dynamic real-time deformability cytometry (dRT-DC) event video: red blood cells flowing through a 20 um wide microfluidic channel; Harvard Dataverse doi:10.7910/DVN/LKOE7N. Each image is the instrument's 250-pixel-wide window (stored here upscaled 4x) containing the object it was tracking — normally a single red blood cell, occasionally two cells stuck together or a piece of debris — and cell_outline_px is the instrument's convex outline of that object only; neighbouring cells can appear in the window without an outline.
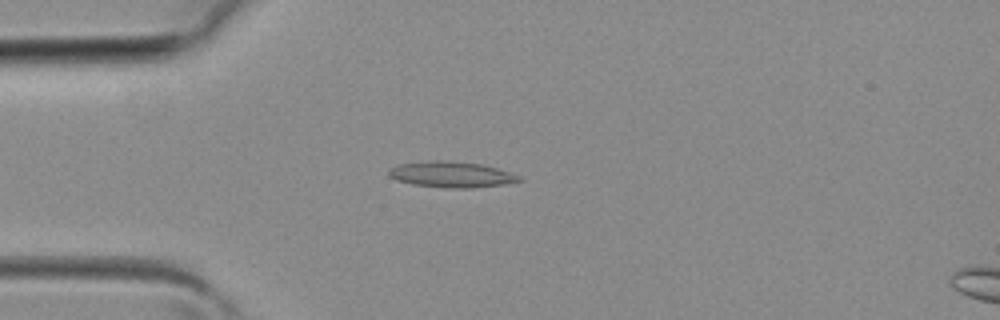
{"species": "common noctule bat (a hibernating species)", "species_latin": "Nyctalus noctula", "temperature_condition": "room temperature", "stored_images_in_passage": 35, "camera_frame_rate_fps": 3000, "um_per_image_px": 0.085, "animal": {"sex": "female", "body_mass_g": 19.3, "forearm_length_mm": 54.1}, "frame": {"image": 1, "passage_image": 7, "time_ms": 2.0, "image_size_px": [1000, 320], "cell_outline_px": [[524, 180], [504, 184], [472, 188], [444, 188], [412, 184], [396, 180], [388, 176], [388, 168], [400, 164], [428, 160], [448, 160], [480, 164], [496, 168], [520, 176]], "centroid_in_image_um": [38.32, 14.83], "position_along_channel_um": 46.7, "area_um2": 19.77}}
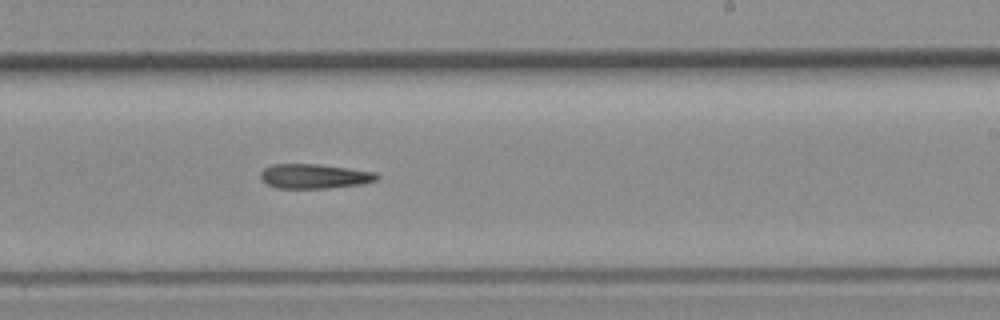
{"frame": {"image": 2, "passage_image": 20, "time_ms": 6.333, "image_size_px": [1000, 320], "cell_outline_px": [[380, 176], [376, 180], [364, 184], [328, 188], [276, 188], [260, 180], [260, 172], [264, 168], [272, 164], [316, 164], [376, 172]], "centroid_in_image_um": [26.7, 14.98], "position_along_channel_um": 262.3, "area_um2": 16.7}}
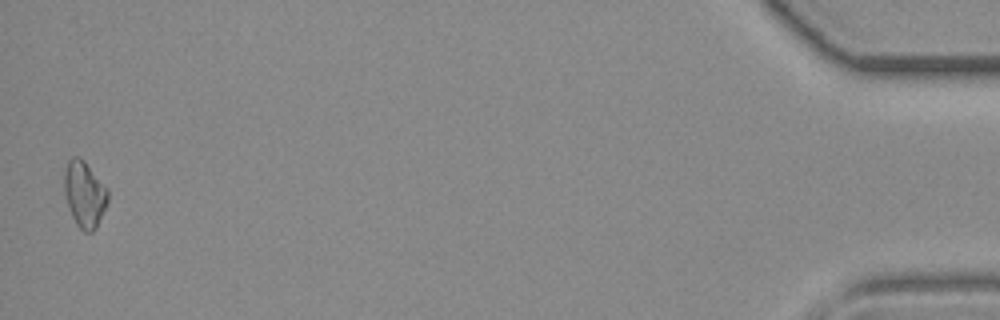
{"frame": {"image": 3, "passage_image": 35, "time_ms": 11.333, "image_size_px": [1000, 320], "cell_outline_px": [[108, 200], [96, 228], [92, 232], [84, 232], [76, 224], [72, 216], [64, 192], [64, 168], [68, 160], [72, 156], [80, 156], [84, 160], [108, 188]], "centroid_in_image_um": [7.17, 16.47], "position_along_channel_um": 428.0, "area_um2": 16.88}}